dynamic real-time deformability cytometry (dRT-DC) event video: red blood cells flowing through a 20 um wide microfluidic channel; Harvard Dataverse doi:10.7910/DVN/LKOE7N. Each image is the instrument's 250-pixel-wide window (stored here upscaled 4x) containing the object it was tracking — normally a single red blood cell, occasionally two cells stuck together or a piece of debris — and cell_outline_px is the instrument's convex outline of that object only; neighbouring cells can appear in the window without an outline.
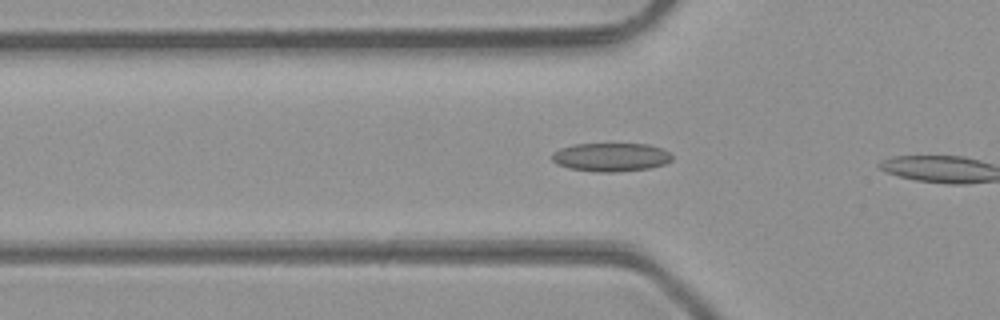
{"species": "common noctule bat (a hibernating species)", "species_latin": "Nyctalus noctula", "temperature_condition": "room temperature", "stored_images_in_passage": 7, "camera_frame_rate_fps": 3000, "um_per_image_px": 0.085, "animal": {"sex": "male", "body_mass_g": 23.1, "forearm_length_mm": 52.7}, "frame": {"image": 1, "passage_image": 6, "time_ms": 1.667, "image_size_px": [1000, 320], "cell_outline_px": [[672, 160], [664, 164], [652, 168], [612, 172], [596, 172], [568, 168], [556, 164], [552, 160], [552, 152], [560, 148], [572, 144], [648, 144], [660, 148], [668, 152], [672, 156]], "centroid_in_image_um": [51.89, 13.36], "position_along_channel_um": 73.9, "area_um2": 20.06}}